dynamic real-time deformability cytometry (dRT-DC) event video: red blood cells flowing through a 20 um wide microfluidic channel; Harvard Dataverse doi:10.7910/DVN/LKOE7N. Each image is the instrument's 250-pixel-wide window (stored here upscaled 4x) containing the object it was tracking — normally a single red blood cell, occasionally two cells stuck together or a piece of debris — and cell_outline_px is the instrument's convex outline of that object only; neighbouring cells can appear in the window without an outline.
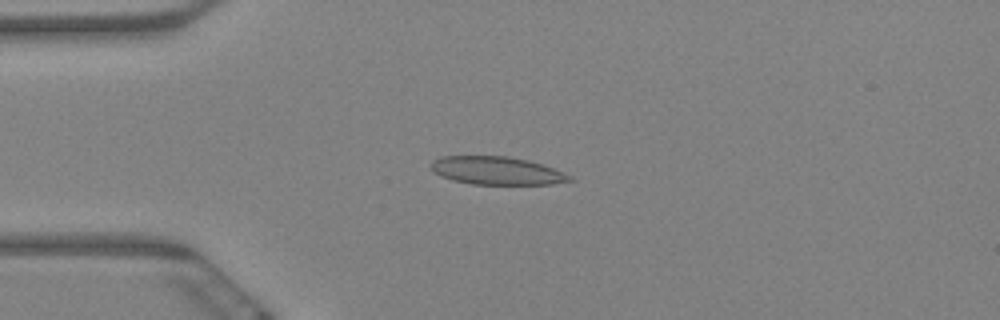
{"species": "Egyptian fruit bat (a non-hibernating species)", "species_latin": "Rousettus aegyptiacus", "temperature_condition": "warm", "stored_images_in_passage": 64, "camera_frame_rate_fps": 3000, "um_per_image_px": 0.085, "animal": {"sex": "female"}, "frame": {"image": 1, "passage_image": 16, "time_ms": 5.0, "image_size_px": [1000, 320], "cell_outline_px": [[576, 180], [552, 184], [472, 184], [452, 180], [440, 176], [432, 172], [428, 164], [432, 160], [440, 156], [508, 156], [528, 160], [552, 168], [572, 176]], "centroid_in_image_um": [42.16, 14.5], "position_along_channel_um": 42.8, "area_um2": 22.83}}
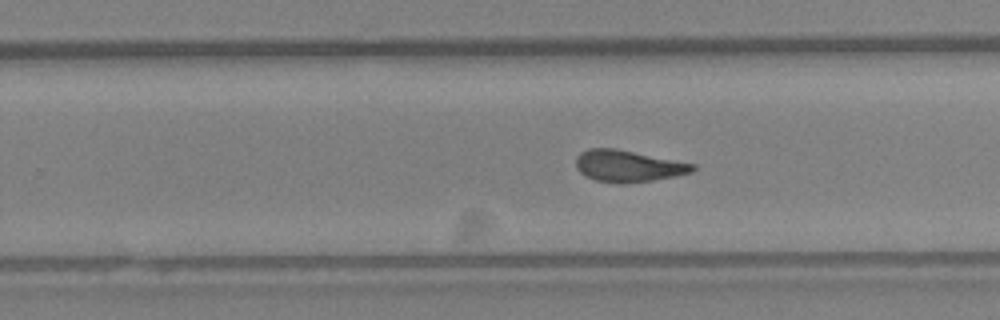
{"frame": {"image": 2, "passage_image": 40, "time_ms": 13.0, "image_size_px": [1000, 320], "cell_outline_px": [[696, 168], [692, 172], [676, 176], [652, 180], [624, 184], [620, 184], [596, 180], [584, 176], [576, 168], [576, 156], [580, 152], [588, 148], [616, 148], [696, 164]], "centroid_in_image_um": [53.37, 14.11], "position_along_channel_um": 276.4, "area_um2": 21.73}}
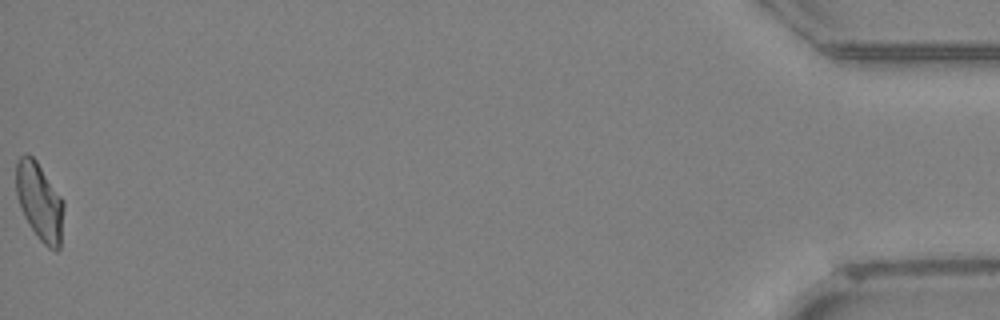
{"frame": {"image": 3, "passage_image": 64, "time_ms": 21.0, "image_size_px": [1000, 320], "cell_outline_px": [[64, 208], [60, 248], [56, 252], [48, 248], [40, 240], [28, 224], [24, 216], [16, 196], [16, 160], [24, 152], [28, 152], [36, 160], [64, 200]], "centroid_in_image_um": [3.36, 17.12], "position_along_channel_um": 431.8, "area_um2": 21.91}, "authors_computed_cell_mechanics": {"area_um2": 21.8484, "velocity_mm_per_s": 3.2029, "shape_relaxation_time_tau1_ms": null, "shape_relaxation_time_tau2_ms": 2.5199, "deformation_change_tau1": null, "deformation_change_tau2": 0.0995}}